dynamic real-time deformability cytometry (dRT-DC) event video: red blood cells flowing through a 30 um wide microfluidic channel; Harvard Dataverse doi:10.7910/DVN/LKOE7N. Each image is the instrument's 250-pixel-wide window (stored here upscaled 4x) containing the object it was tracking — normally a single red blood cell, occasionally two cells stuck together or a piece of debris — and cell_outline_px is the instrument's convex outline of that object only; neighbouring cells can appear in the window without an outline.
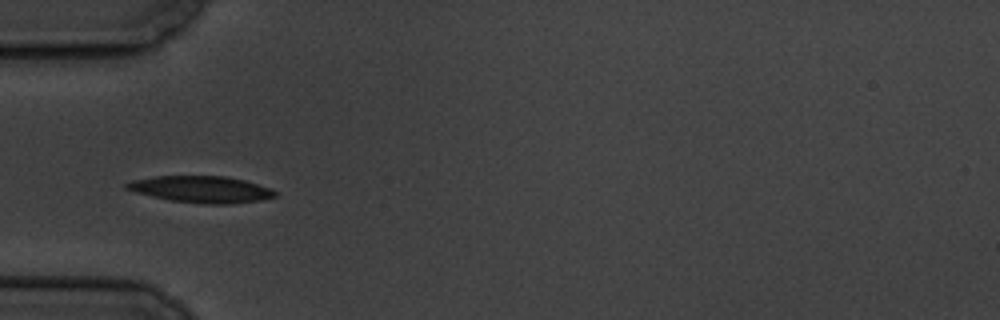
{"species": "common noctule bat (a hibernating species)", "species_latin": "Nyctalus noctula", "temperature_condition": "cold", "stored_images_in_passage": 8, "camera_frame_rate_fps": 3000, "um_per_image_px": 0.085, "animal": {"sex": "male", "body_mass_g": 19.5, "forearm_length_mm": 54.6}, "frame": {"image": 1, "passage_image": 5, "time_ms": 5.333, "image_size_px": [1000, 320], "cell_outline_px": [[276, 196], [260, 200], [232, 204], [204, 204], [168, 200], [136, 192], [124, 188], [124, 184], [132, 180], [156, 176], [224, 176], [244, 180], [272, 188], [276, 192]], "centroid_in_image_um": [17.11, 16.09], "position_along_channel_um": 67.9, "area_um2": 23.06}}
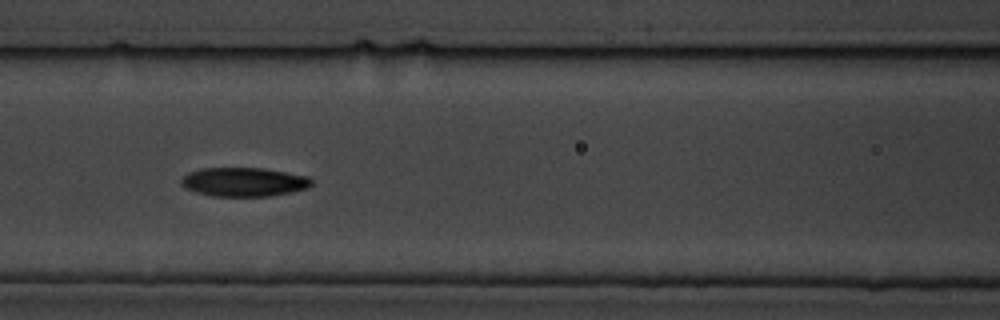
{"frame": {"image": 2, "passage_image": 7, "time_ms": 7.667, "image_size_px": [1000, 320], "cell_outline_px": [[312, 184], [308, 188], [292, 192], [268, 196], [212, 196], [196, 192], [184, 188], [180, 184], [180, 180], [188, 172], [200, 168], [264, 168], [308, 176], [312, 180]], "centroid_in_image_um": [20.71, 15.46], "position_along_channel_um": 145.9, "area_um2": 22.14}}
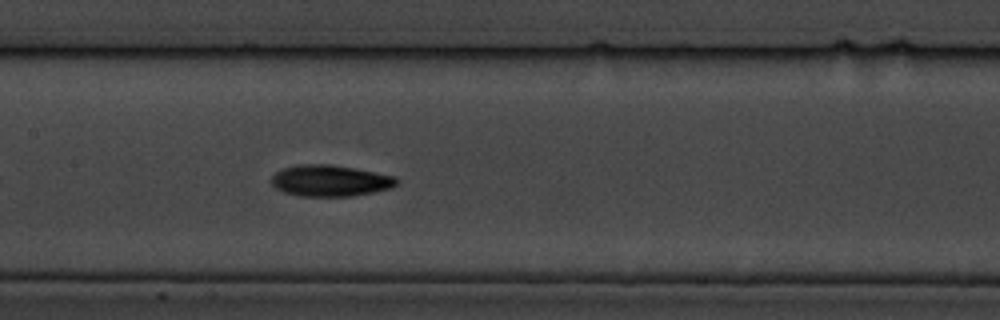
{"frame": {"image": 3, "passage_image": 8, "time_ms": 8.667, "image_size_px": [1000, 320], "cell_outline_px": [[400, 184], [392, 188], [376, 192], [352, 196], [296, 196], [284, 192], [276, 188], [272, 184], [272, 176], [276, 172], [284, 168], [296, 164], [328, 164], [356, 168], [396, 176], [400, 180]], "centroid_in_image_um": [28.13, 15.36], "position_along_channel_um": 179.3, "area_um2": 23.24}}